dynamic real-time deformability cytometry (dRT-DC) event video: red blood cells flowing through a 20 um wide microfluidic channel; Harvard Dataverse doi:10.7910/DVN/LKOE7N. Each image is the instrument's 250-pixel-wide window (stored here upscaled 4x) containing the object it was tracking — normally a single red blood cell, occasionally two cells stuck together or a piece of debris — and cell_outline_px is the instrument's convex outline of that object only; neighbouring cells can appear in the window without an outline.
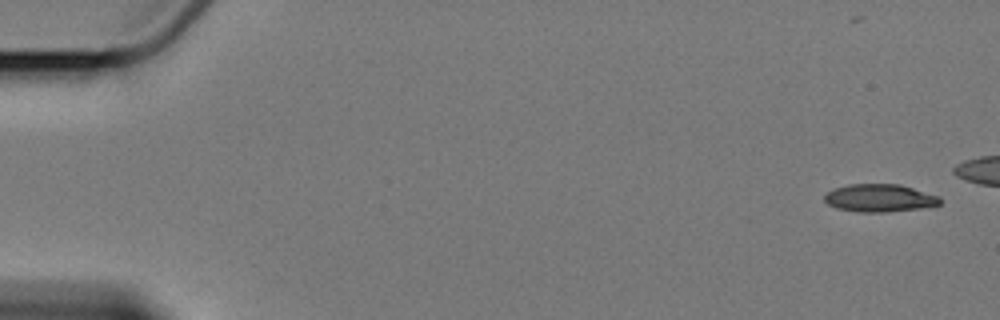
{"species": "Egyptian fruit bat (a non-hibernating species)", "species_latin": "Rousettus aegyptiacus", "temperature_condition": "cold", "stored_images_in_passage": 6, "camera_frame_rate_fps": 3000, "um_per_image_px": 0.085, "animal": {"sex": "female"}, "frame": {"image": 1, "passage_image": 1, "time_ms": 0.0, "image_size_px": [1000, 320], "cell_outline_px": [[940, 204], [920, 208], [884, 212], [856, 212], [836, 208], [828, 204], [824, 200], [824, 196], [832, 188], [848, 184], [900, 184], [940, 196]], "centroid_in_image_um": [74.73, 16.82], "position_along_channel_um": 10.3, "area_um2": 18.73}}
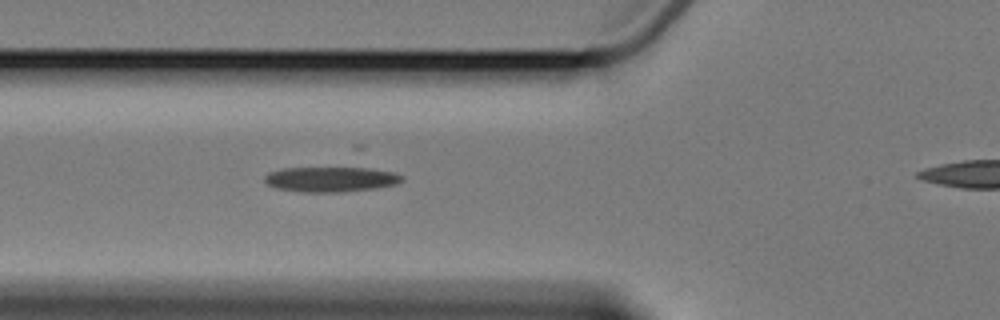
{"frame": {"image": 2, "passage_image": 6, "time_ms": 6.667, "image_size_px": [1000, 320], "cell_outline_px": [[404, 180], [396, 184], [376, 188], [340, 192], [300, 192], [276, 188], [268, 184], [264, 180], [264, 176], [268, 172], [284, 168], [352, 164], [360, 164], [392, 172], [404, 176]], "centroid_in_image_um": [28.18, 15.16], "position_along_channel_um": 97.6, "area_um2": 21.62}}